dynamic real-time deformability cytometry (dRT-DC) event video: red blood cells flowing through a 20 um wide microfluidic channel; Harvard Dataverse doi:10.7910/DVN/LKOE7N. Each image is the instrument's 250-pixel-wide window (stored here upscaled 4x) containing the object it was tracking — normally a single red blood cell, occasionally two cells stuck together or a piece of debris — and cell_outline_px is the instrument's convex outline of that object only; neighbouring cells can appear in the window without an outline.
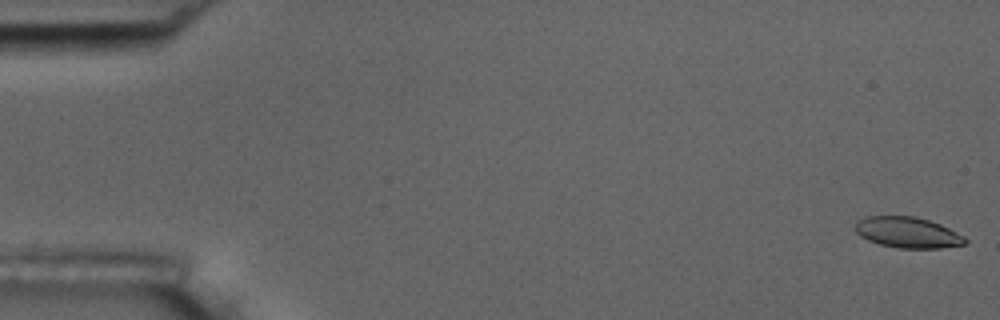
{"species": "common noctule bat (a hibernating species)", "species_latin": "Nyctalus noctula", "temperature_condition": "room temperature", "stored_images_in_passage": 11, "camera_frame_rate_fps": 3000, "um_per_image_px": 0.085, "animal": {"sex": "male", "body_mass_g": 17.5, "forearm_length_mm": 52.3}, "frame": {"image": 1, "passage_image": 1, "time_ms": 0.0, "image_size_px": [1000, 320], "cell_outline_px": [[968, 240], [964, 244], [940, 248], [900, 248], [880, 244], [868, 240], [860, 236], [856, 232], [856, 220], [868, 216], [916, 216], [940, 224], [964, 236]], "centroid_in_image_um": [77.14, 19.75], "position_along_channel_um": 7.9, "area_um2": 19.65}}
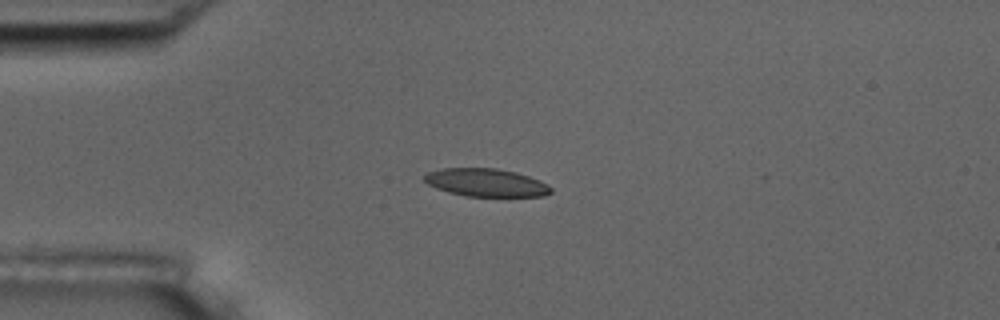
{"frame": {"image": 2, "passage_image": 4, "time_ms": 4.333, "image_size_px": [1000, 320], "cell_outline_px": [[552, 192], [544, 196], [468, 196], [448, 192], [436, 188], [428, 184], [424, 180], [424, 172], [444, 168], [496, 168], [516, 172], [540, 180], [552, 188]], "centroid_in_image_um": [41.3, 15.51], "position_along_channel_um": 43.7, "area_um2": 20.63}}
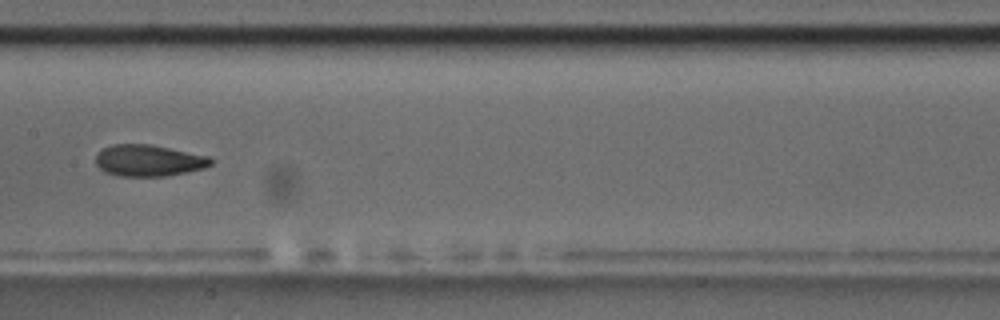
{"frame": {"image": 3, "passage_image": 8, "time_ms": 9.0, "image_size_px": [1000, 320], "cell_outline_px": [[212, 164], [204, 168], [188, 172], [164, 176], [120, 176], [104, 172], [96, 164], [96, 156], [104, 148], [112, 144], [152, 144], [208, 156], [212, 160]], "centroid_in_image_um": [12.64, 13.64], "position_along_channel_um": 194.8, "area_um2": 21.1}}